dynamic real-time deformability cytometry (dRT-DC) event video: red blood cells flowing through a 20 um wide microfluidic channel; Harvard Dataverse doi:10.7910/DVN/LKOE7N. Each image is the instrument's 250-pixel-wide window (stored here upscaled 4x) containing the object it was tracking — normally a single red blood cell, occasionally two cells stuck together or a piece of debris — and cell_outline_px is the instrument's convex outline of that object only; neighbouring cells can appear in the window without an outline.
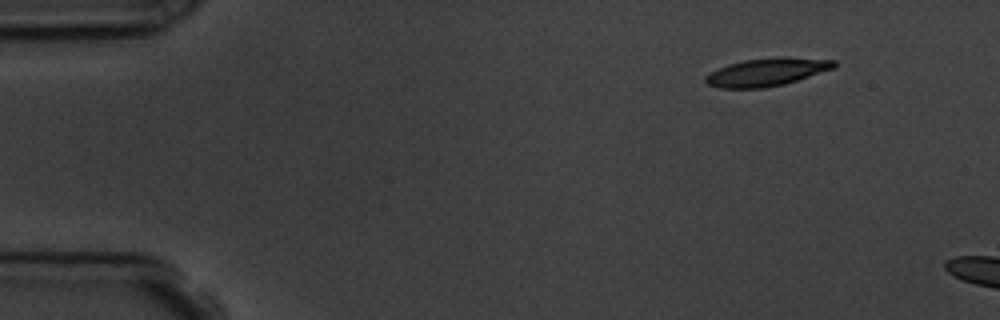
{"species": "common noctule bat (a hibernating species)", "species_latin": "Nyctalus noctula", "temperature_condition": "room temperature", "stored_images_in_passage": 3, "camera_frame_rate_fps": 3000, "um_per_image_px": 0.085, "animal": {"sex": "male", "body_mass_g": 19.5, "forearm_length_mm": 54.6}, "frame": {"image": 1, "passage_image": 1, "time_ms": 0.0, "image_size_px": [1000, 320], "cell_outline_px": [[836, 64], [832, 68], [784, 84], [764, 88], [720, 88], [708, 84], [704, 80], [704, 76], [728, 64], [744, 60], [780, 56], [836, 60]], "centroid_in_image_um": [65.15, 6.12], "position_along_channel_um": 19.9, "area_um2": 20.63}}